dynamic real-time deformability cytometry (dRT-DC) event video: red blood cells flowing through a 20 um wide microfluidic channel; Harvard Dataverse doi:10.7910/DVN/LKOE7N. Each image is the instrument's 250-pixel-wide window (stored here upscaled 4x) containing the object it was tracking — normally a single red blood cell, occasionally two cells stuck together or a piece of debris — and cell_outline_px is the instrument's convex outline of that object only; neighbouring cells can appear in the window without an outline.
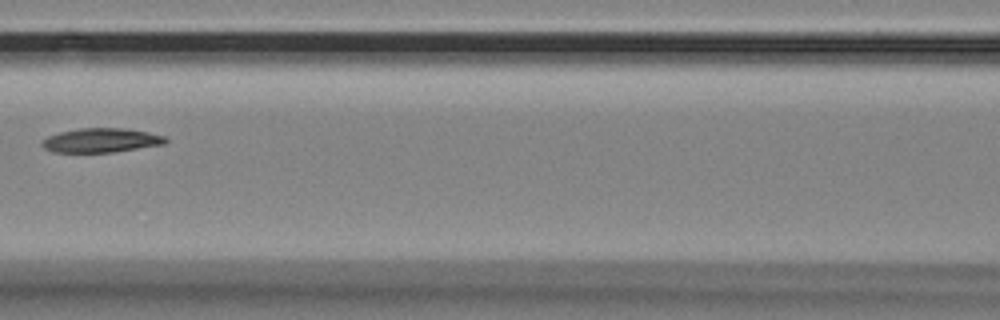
{"species": "Egyptian fruit bat (a non-hibernating species)", "species_latin": "Rousettus aegyptiacus", "temperature_condition": "room temperature", "stored_images_in_passage": 6, "camera_frame_rate_fps": 3000, "um_per_image_px": 0.085, "animal": {"sex": "female"}, "frame": {"image": 1, "passage_image": 4, "time_ms": 1.0, "image_size_px": [1000, 320], "cell_outline_px": [[168, 140], [164, 144], [112, 152], [52, 152], [44, 148], [40, 144], [40, 140], [48, 136], [60, 132], [80, 128], [124, 128], [148, 132], [164, 136]], "centroid_in_image_um": [8.55, 11.92], "position_along_channel_um": 158.1, "area_um2": 17.4}}
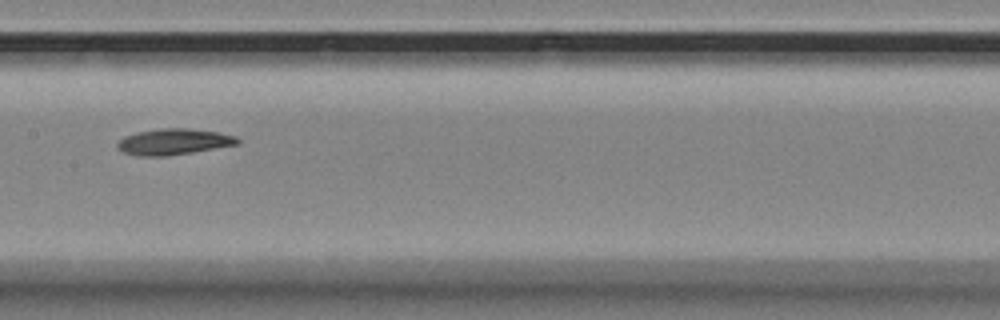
{"frame": {"image": 2, "passage_image": 5, "time_ms": 1.333, "image_size_px": [1000, 320], "cell_outline_px": [[240, 140], [236, 144], [192, 152], [168, 156], [136, 156], [124, 152], [116, 148], [116, 144], [124, 136], [136, 132], [160, 128], [188, 128], [220, 132], [236, 136]], "centroid_in_image_um": [14.72, 12.04], "position_along_channel_um": 192.7, "area_um2": 18.26}}
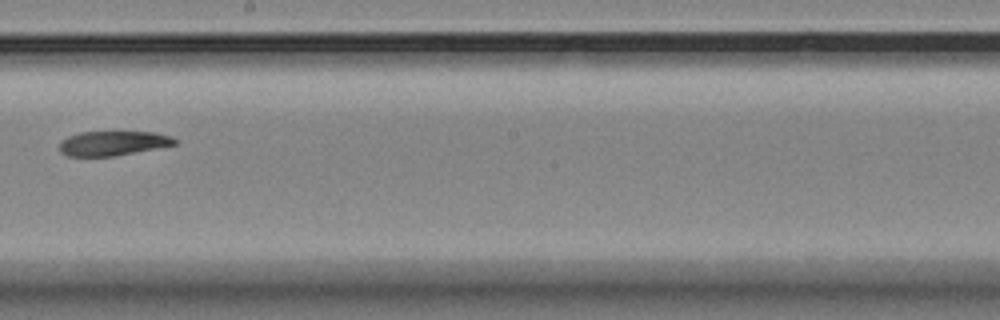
{"frame": {"image": 3, "passage_image": 6, "time_ms": 1.667, "image_size_px": [1000, 320], "cell_outline_px": [[176, 144], [156, 148], [112, 156], [68, 156], [60, 152], [60, 140], [68, 136], [80, 132], [156, 132], [172, 136], [176, 140]], "centroid_in_image_um": [9.57, 12.17], "position_along_channel_um": 238.6, "area_um2": 16.36}}